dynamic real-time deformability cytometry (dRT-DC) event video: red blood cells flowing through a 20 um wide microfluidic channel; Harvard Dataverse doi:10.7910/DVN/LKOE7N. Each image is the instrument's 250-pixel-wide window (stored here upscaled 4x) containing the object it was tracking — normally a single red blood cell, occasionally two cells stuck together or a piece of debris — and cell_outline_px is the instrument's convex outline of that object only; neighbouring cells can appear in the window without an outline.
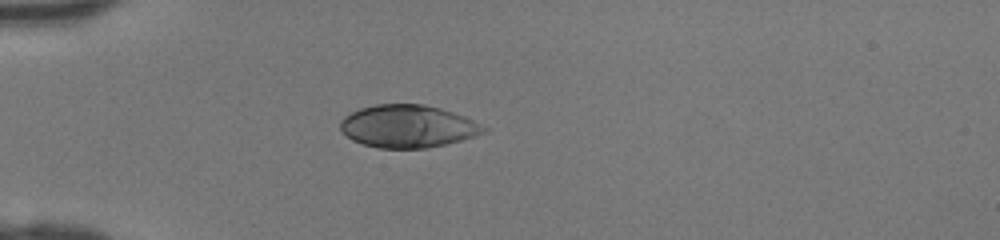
{"species": "human", "species_latin": "Homo sapiens", "temperature_condition": "room temperature", "stored_images_in_passage": 33, "camera_frame_rate_fps": 3000, "um_per_image_px": 0.085, "donor": {"sex": "female"}, "frame": {"image": 1, "passage_image": 1, "time_ms": 0.0, "image_size_px": [1000, 240], "cell_outline_px": [[488, 132], [460, 140], [444, 144], [424, 148], [380, 148], [364, 144], [352, 140], [340, 132], [340, 120], [344, 116], [360, 108], [376, 104], [424, 104], [440, 108], [464, 116], [488, 128]], "centroid_in_image_um": [34.64, 10.73], "position_along_channel_um": 50.4, "area_um2": 35.55}}
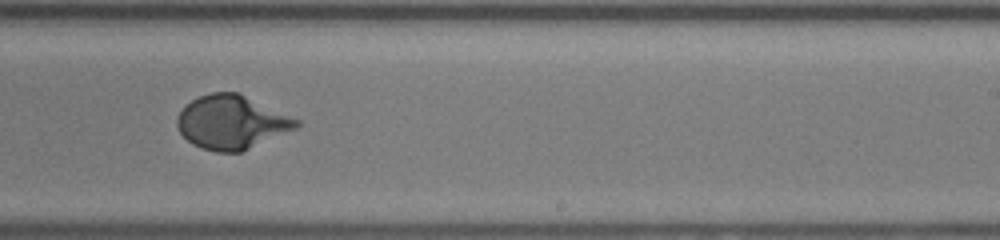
{"frame": {"image": 2, "passage_image": 17, "time_ms": 5.333, "image_size_px": [1000, 240], "cell_outline_px": [[300, 124], [296, 128], [240, 152], [216, 152], [200, 148], [192, 144], [180, 132], [176, 124], [176, 116], [192, 100], [200, 96], [212, 92], [236, 92], [300, 120]], "centroid_in_image_um": [19.66, 10.4], "position_along_channel_um": 269.3, "area_um2": 36.82}}
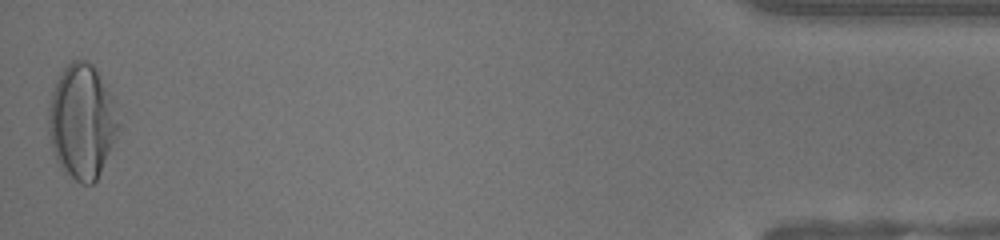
{"frame": {"image": 3, "passage_image": 33, "time_ms": 10.667, "image_size_px": [1000, 240], "cell_outline_px": [[120, 128], [100, 172], [96, 180], [92, 184], [80, 184], [56, 160], [52, 148], [48, 132], [48, 104], [56, 80], [64, 68], [72, 60], [84, 60], [92, 64], [116, 104], [120, 124]], "centroid_in_image_um": [6.96, 10.31], "position_along_channel_um": 428.2, "area_um2": 46.36}}